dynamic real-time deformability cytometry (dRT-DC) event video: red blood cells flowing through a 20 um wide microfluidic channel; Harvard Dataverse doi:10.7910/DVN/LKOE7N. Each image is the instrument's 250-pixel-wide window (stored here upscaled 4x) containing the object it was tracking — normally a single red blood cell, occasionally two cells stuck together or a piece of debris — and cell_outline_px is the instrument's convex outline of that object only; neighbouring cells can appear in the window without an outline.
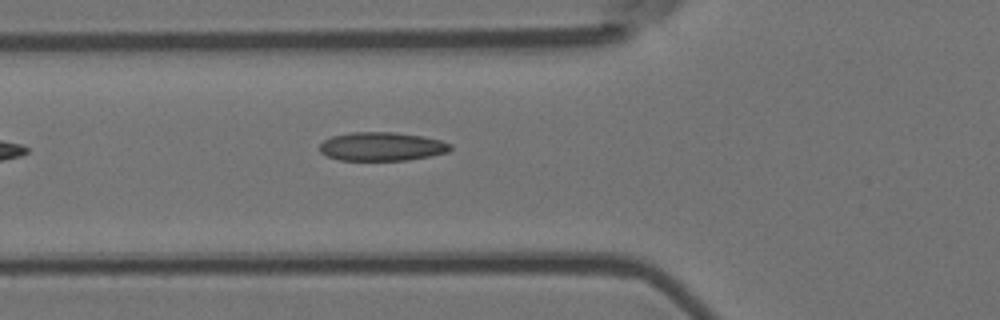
{"species": "Egyptian fruit bat (a non-hibernating species)", "species_latin": "Rousettus aegyptiacus", "temperature_condition": "room temperature", "stored_images_in_passage": 5, "camera_frame_rate_fps": 3000, "um_per_image_px": 0.085, "animal": {"sex": "female"}, "frame": {"image": 1, "passage_image": 5, "time_ms": 1.333, "image_size_px": [1000, 320], "cell_outline_px": [[452, 148], [448, 152], [432, 156], [408, 160], [340, 160], [328, 156], [320, 152], [320, 144], [324, 140], [332, 136], [352, 132], [396, 132], [424, 136], [440, 140], [452, 144]], "centroid_in_image_um": [32.49, 12.45], "position_along_channel_um": 93.3, "area_um2": 21.96}}